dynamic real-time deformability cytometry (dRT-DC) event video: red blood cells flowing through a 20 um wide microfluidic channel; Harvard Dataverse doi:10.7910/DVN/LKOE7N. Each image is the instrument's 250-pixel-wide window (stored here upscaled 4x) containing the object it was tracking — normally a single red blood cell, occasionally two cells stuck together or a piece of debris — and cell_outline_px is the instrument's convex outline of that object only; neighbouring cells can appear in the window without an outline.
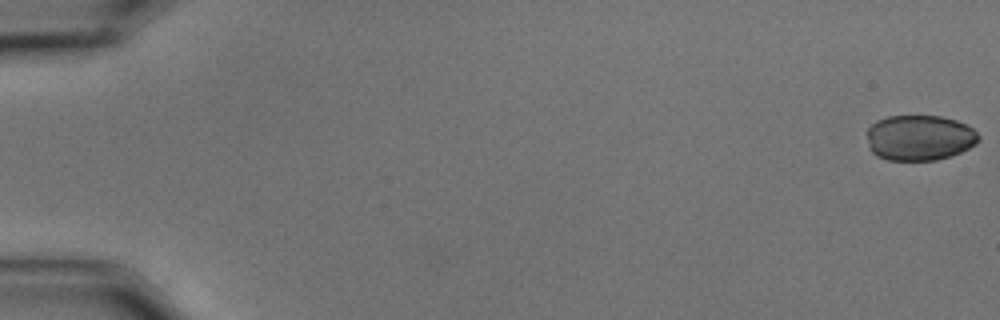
{"species": "common noctule bat (a hibernating species)", "species_latin": "Nyctalus noctula", "temperature_condition": "cold", "stored_images_in_passage": 58, "camera_frame_rate_fps": 3000, "um_per_image_px": 0.085, "animal": {"sex": "male", "body_mass_g": 15.6}, "frame": {"image": 1, "passage_image": 1, "time_ms": 0.0, "image_size_px": [1000, 320], "cell_outline_px": [[980, 140], [976, 144], [960, 152], [936, 160], [888, 160], [876, 156], [868, 148], [868, 128], [876, 120], [888, 116], [940, 116], [956, 120], [972, 128], [980, 136]], "centroid_in_image_um": [78.14, 11.71], "position_along_channel_um": 6.9, "area_um2": 29.65}}
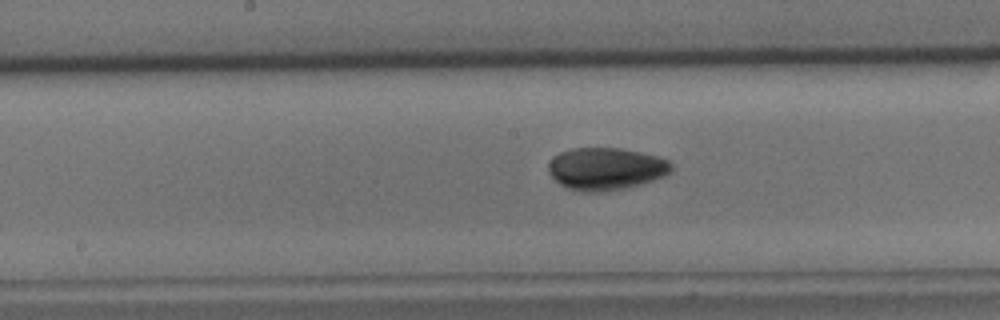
{"frame": {"image": 2, "passage_image": 31, "time_ms": 10.0, "image_size_px": [1000, 320], "cell_outline_px": [[672, 172], [664, 176], [640, 184], [624, 188], [600, 192], [580, 192], [568, 188], [560, 184], [548, 172], [548, 164], [552, 156], [560, 152], [572, 148], [620, 148], [640, 152], [656, 156], [668, 160], [672, 164]], "centroid_in_image_um": [51.48, 14.34], "position_along_channel_um": 196.7, "area_um2": 30.4}}
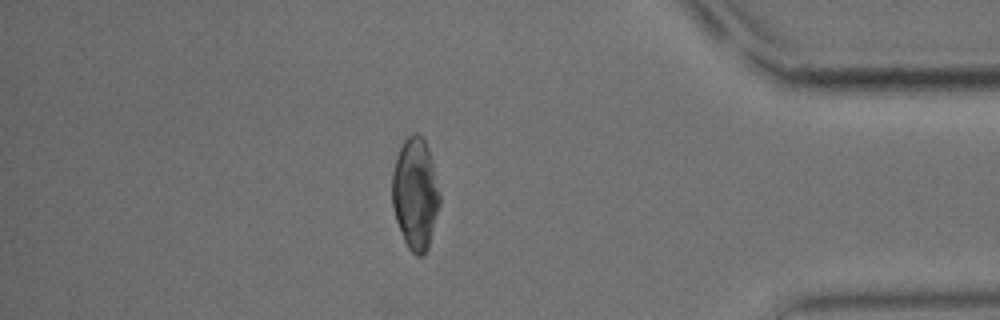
{"frame": {"image": 3, "passage_image": 51, "time_ms": 16.667, "image_size_px": [1000, 320], "cell_outline_px": [[440, 204], [428, 248], [420, 256], [416, 256], [408, 248], [404, 240], [396, 220], [392, 204], [392, 172], [396, 156], [404, 140], [412, 132], [416, 132], [424, 140], [428, 148], [440, 196]], "centroid_in_image_um": [35.28, 16.46], "position_along_channel_um": 399.9, "area_um2": 30.69}}